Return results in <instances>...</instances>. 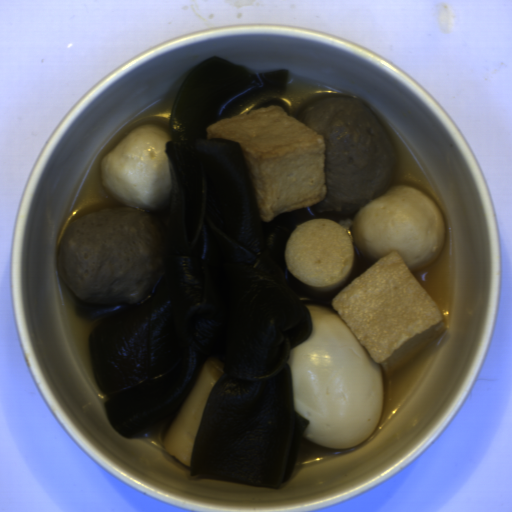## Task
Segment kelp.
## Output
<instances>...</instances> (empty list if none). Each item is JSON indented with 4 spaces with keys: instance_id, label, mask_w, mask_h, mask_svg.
<instances>
[{
    "instance_id": "obj_1",
    "label": "kelp",
    "mask_w": 512,
    "mask_h": 512,
    "mask_svg": "<svg viewBox=\"0 0 512 512\" xmlns=\"http://www.w3.org/2000/svg\"><path fill=\"white\" fill-rule=\"evenodd\" d=\"M288 69L255 73L210 56L185 78L165 151L168 206L153 217L164 272L145 298L88 337L95 381L115 432L137 433L179 410L209 360L223 364L201 415L189 465L278 488L293 474L308 418L295 411L291 350L312 334L305 291L286 242L298 209L263 221L240 143L207 127L264 96L282 95Z\"/></svg>"
}]
</instances>
